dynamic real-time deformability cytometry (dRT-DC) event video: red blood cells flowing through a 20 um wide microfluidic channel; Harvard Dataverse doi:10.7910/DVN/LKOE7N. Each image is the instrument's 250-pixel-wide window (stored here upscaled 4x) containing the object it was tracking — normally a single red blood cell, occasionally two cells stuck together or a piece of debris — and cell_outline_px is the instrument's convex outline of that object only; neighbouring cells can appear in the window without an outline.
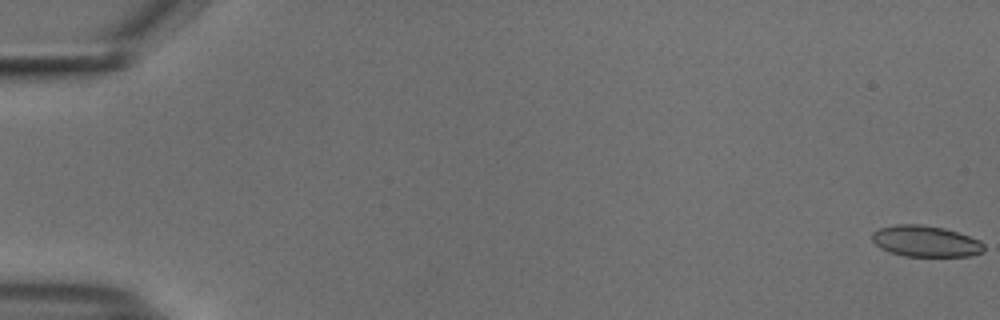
{"species": "common noctule bat (a hibernating species)", "species_latin": "Nyctalus noctula", "temperature_condition": "cold", "stored_images_in_passage": 56, "camera_frame_rate_fps": 3000, "um_per_image_px": 0.085, "animal": {"sex": "male", "body_mass_g": 18.8}, "frame": {"image": 1, "passage_image": 1, "time_ms": 0.0, "image_size_px": [1000, 320], "cell_outline_px": [[984, 252], [968, 256], [904, 256], [888, 252], [880, 248], [872, 240], [872, 232], [880, 228], [896, 224], [920, 224], [944, 228], [980, 240], [984, 244]], "centroid_in_image_um": [78.66, 20.51], "position_along_channel_um": 6.3, "area_um2": 20.35}}
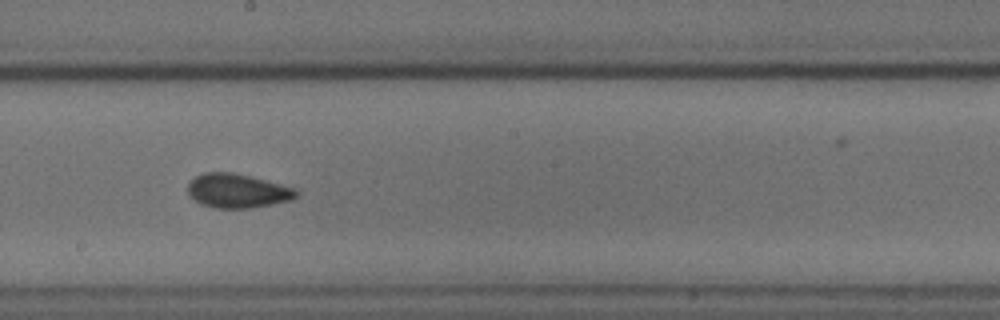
{"frame": {"image": 2, "passage_image": 32, "time_ms": 10.333, "image_size_px": [1000, 320], "cell_outline_px": [[300, 196], [292, 200], [252, 208], [216, 208], [200, 204], [188, 192], [188, 184], [196, 176], [204, 172], [232, 172], [252, 176], [296, 188], [300, 192]], "centroid_in_image_um": [20.25, 16.22], "position_along_channel_um": 227.9, "area_um2": 21.73}}
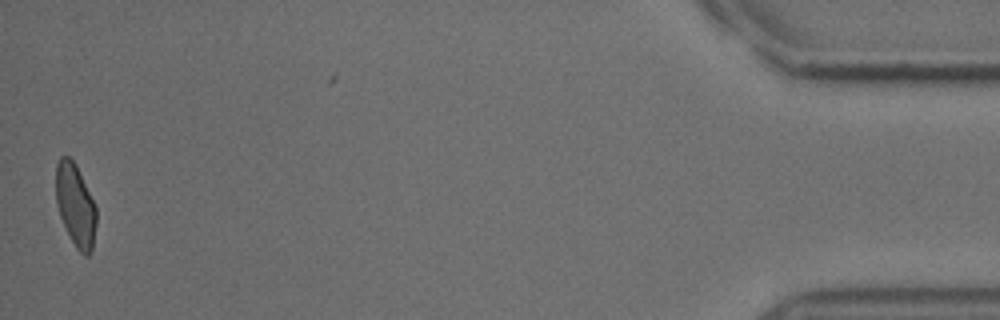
{"frame": {"image": 3, "passage_image": 55, "time_ms": 18.0, "image_size_px": [1000, 320], "cell_outline_px": [[96, 224], [92, 252], [88, 256], [84, 256], [76, 248], [60, 216], [56, 204], [56, 164], [60, 156], [68, 156], [76, 164], [96, 208]], "centroid_in_image_um": [6.41, 17.45], "position_along_channel_um": 428.8, "area_um2": 19.31}, "authors_computed_cell_mechanics": {"area_um2": 20.7502, "velocity_mm_per_s": 3.7329, "shape_relaxation_time_tau1_ms": 5.1639, "shape_relaxation_time_tau2_ms": 1.663, "deformation_change_tau1": 0.1169, "deformation_change_tau2": 0.0693}}